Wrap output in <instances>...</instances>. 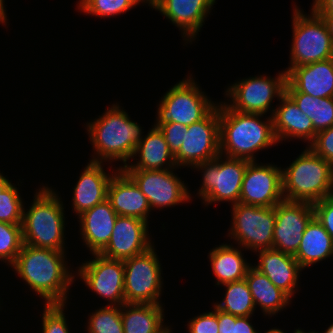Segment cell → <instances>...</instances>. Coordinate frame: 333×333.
Listing matches in <instances>:
<instances>
[{"label":"cell","instance_id":"1","mask_svg":"<svg viewBox=\"0 0 333 333\" xmlns=\"http://www.w3.org/2000/svg\"><path fill=\"white\" fill-rule=\"evenodd\" d=\"M68 252L23 244L10 269L42 304L69 303L76 281Z\"/></svg>","mask_w":333,"mask_h":333},{"label":"cell","instance_id":"2","mask_svg":"<svg viewBox=\"0 0 333 333\" xmlns=\"http://www.w3.org/2000/svg\"><path fill=\"white\" fill-rule=\"evenodd\" d=\"M108 106L102 114L83 125L93 148L90 161L111 165L117 161V167L122 169L131 161L144 137L145 127L133 120L119 101Z\"/></svg>","mask_w":333,"mask_h":333},{"label":"cell","instance_id":"3","mask_svg":"<svg viewBox=\"0 0 333 333\" xmlns=\"http://www.w3.org/2000/svg\"><path fill=\"white\" fill-rule=\"evenodd\" d=\"M219 101L220 155L259 161L260 151L278 146L272 116L232 110Z\"/></svg>","mask_w":333,"mask_h":333},{"label":"cell","instance_id":"4","mask_svg":"<svg viewBox=\"0 0 333 333\" xmlns=\"http://www.w3.org/2000/svg\"><path fill=\"white\" fill-rule=\"evenodd\" d=\"M42 185V186H41ZM56 188L41 183L30 204H24L22 220L23 244L35 248L67 251L65 201ZM60 194V195H59ZM28 205V207H27ZM67 248V249H66Z\"/></svg>","mask_w":333,"mask_h":333},{"label":"cell","instance_id":"5","mask_svg":"<svg viewBox=\"0 0 333 333\" xmlns=\"http://www.w3.org/2000/svg\"><path fill=\"white\" fill-rule=\"evenodd\" d=\"M282 169L284 200L314 204L333 195V165L309 147Z\"/></svg>","mask_w":333,"mask_h":333},{"label":"cell","instance_id":"6","mask_svg":"<svg viewBox=\"0 0 333 333\" xmlns=\"http://www.w3.org/2000/svg\"><path fill=\"white\" fill-rule=\"evenodd\" d=\"M192 74L185 75L159 98L153 122L156 127L169 122L190 126L204 119L217 106L218 101L210 98Z\"/></svg>","mask_w":333,"mask_h":333},{"label":"cell","instance_id":"7","mask_svg":"<svg viewBox=\"0 0 333 333\" xmlns=\"http://www.w3.org/2000/svg\"><path fill=\"white\" fill-rule=\"evenodd\" d=\"M250 161L218 155L208 162L197 164L192 171L201 173V184L196 189L195 197L207 208L216 203H228L230 206L239 203L243 177Z\"/></svg>","mask_w":333,"mask_h":333},{"label":"cell","instance_id":"8","mask_svg":"<svg viewBox=\"0 0 333 333\" xmlns=\"http://www.w3.org/2000/svg\"><path fill=\"white\" fill-rule=\"evenodd\" d=\"M291 11L289 65L283 70L287 73L293 67L333 58V40L321 17L311 8L307 14L297 2Z\"/></svg>","mask_w":333,"mask_h":333},{"label":"cell","instance_id":"9","mask_svg":"<svg viewBox=\"0 0 333 333\" xmlns=\"http://www.w3.org/2000/svg\"><path fill=\"white\" fill-rule=\"evenodd\" d=\"M286 72L282 69L276 76L257 74L229 83L224 89L223 101L234 111L272 116L274 100L285 93Z\"/></svg>","mask_w":333,"mask_h":333},{"label":"cell","instance_id":"10","mask_svg":"<svg viewBox=\"0 0 333 333\" xmlns=\"http://www.w3.org/2000/svg\"><path fill=\"white\" fill-rule=\"evenodd\" d=\"M157 251L154 244L146 252L123 260L125 303L165 304L161 298L164 269Z\"/></svg>","mask_w":333,"mask_h":333},{"label":"cell","instance_id":"11","mask_svg":"<svg viewBox=\"0 0 333 333\" xmlns=\"http://www.w3.org/2000/svg\"><path fill=\"white\" fill-rule=\"evenodd\" d=\"M231 220L225 234L228 242L255 253L273 248L275 206L260 207L236 203L230 207ZM232 241V242H231Z\"/></svg>","mask_w":333,"mask_h":333},{"label":"cell","instance_id":"12","mask_svg":"<svg viewBox=\"0 0 333 333\" xmlns=\"http://www.w3.org/2000/svg\"><path fill=\"white\" fill-rule=\"evenodd\" d=\"M75 281L83 283L107 306L125 304L123 260L109 259L100 253H92L75 267Z\"/></svg>","mask_w":333,"mask_h":333},{"label":"cell","instance_id":"13","mask_svg":"<svg viewBox=\"0 0 333 333\" xmlns=\"http://www.w3.org/2000/svg\"><path fill=\"white\" fill-rule=\"evenodd\" d=\"M182 168L165 170H123L147 197L152 211L182 206L192 203L190 188L179 177L177 170Z\"/></svg>","mask_w":333,"mask_h":333},{"label":"cell","instance_id":"14","mask_svg":"<svg viewBox=\"0 0 333 333\" xmlns=\"http://www.w3.org/2000/svg\"><path fill=\"white\" fill-rule=\"evenodd\" d=\"M220 155L219 102L201 121L187 126L183 144L174 155L178 168L193 169Z\"/></svg>","mask_w":333,"mask_h":333},{"label":"cell","instance_id":"15","mask_svg":"<svg viewBox=\"0 0 333 333\" xmlns=\"http://www.w3.org/2000/svg\"><path fill=\"white\" fill-rule=\"evenodd\" d=\"M281 165L252 161L247 164L239 203L260 207H274L284 200Z\"/></svg>","mask_w":333,"mask_h":333},{"label":"cell","instance_id":"16","mask_svg":"<svg viewBox=\"0 0 333 333\" xmlns=\"http://www.w3.org/2000/svg\"><path fill=\"white\" fill-rule=\"evenodd\" d=\"M217 0H152L149 9L163 15L175 26L186 44H194Z\"/></svg>","mask_w":333,"mask_h":333},{"label":"cell","instance_id":"17","mask_svg":"<svg viewBox=\"0 0 333 333\" xmlns=\"http://www.w3.org/2000/svg\"><path fill=\"white\" fill-rule=\"evenodd\" d=\"M314 217L312 203L283 200L275 206L273 248L295 256L302 235Z\"/></svg>","mask_w":333,"mask_h":333},{"label":"cell","instance_id":"18","mask_svg":"<svg viewBox=\"0 0 333 333\" xmlns=\"http://www.w3.org/2000/svg\"><path fill=\"white\" fill-rule=\"evenodd\" d=\"M149 228V224L141 219L118 216L108 244L99 253L116 260L142 254L155 244Z\"/></svg>","mask_w":333,"mask_h":333},{"label":"cell","instance_id":"19","mask_svg":"<svg viewBox=\"0 0 333 333\" xmlns=\"http://www.w3.org/2000/svg\"><path fill=\"white\" fill-rule=\"evenodd\" d=\"M79 173L72 188L71 207L73 219L107 199V191L112 176L119 170L116 165L90 161ZM106 165V169H105ZM108 165V167H107ZM114 166V167H113ZM107 170V171H106ZM110 171V172H109Z\"/></svg>","mask_w":333,"mask_h":333},{"label":"cell","instance_id":"20","mask_svg":"<svg viewBox=\"0 0 333 333\" xmlns=\"http://www.w3.org/2000/svg\"><path fill=\"white\" fill-rule=\"evenodd\" d=\"M257 263L252 265L265 274L278 288L287 293L292 299L300 292L299 281L304 269L294 256L285 254L274 248L258 250L254 253Z\"/></svg>","mask_w":333,"mask_h":333},{"label":"cell","instance_id":"21","mask_svg":"<svg viewBox=\"0 0 333 333\" xmlns=\"http://www.w3.org/2000/svg\"><path fill=\"white\" fill-rule=\"evenodd\" d=\"M272 115L273 130L278 143L299 140L308 147L316 136L312 120L284 93Z\"/></svg>","mask_w":333,"mask_h":333},{"label":"cell","instance_id":"22","mask_svg":"<svg viewBox=\"0 0 333 333\" xmlns=\"http://www.w3.org/2000/svg\"><path fill=\"white\" fill-rule=\"evenodd\" d=\"M107 200L118 216L135 217L150 223L152 210L147 197L122 169L110 180Z\"/></svg>","mask_w":333,"mask_h":333},{"label":"cell","instance_id":"23","mask_svg":"<svg viewBox=\"0 0 333 333\" xmlns=\"http://www.w3.org/2000/svg\"><path fill=\"white\" fill-rule=\"evenodd\" d=\"M117 217L107 199L76 217L80 242L89 255L99 253L108 244Z\"/></svg>","mask_w":333,"mask_h":333},{"label":"cell","instance_id":"24","mask_svg":"<svg viewBox=\"0 0 333 333\" xmlns=\"http://www.w3.org/2000/svg\"><path fill=\"white\" fill-rule=\"evenodd\" d=\"M140 140L131 161L122 170H165L177 168L162 131L154 124Z\"/></svg>","mask_w":333,"mask_h":333},{"label":"cell","instance_id":"25","mask_svg":"<svg viewBox=\"0 0 333 333\" xmlns=\"http://www.w3.org/2000/svg\"><path fill=\"white\" fill-rule=\"evenodd\" d=\"M286 81L298 92L333 97V58L291 68Z\"/></svg>","mask_w":333,"mask_h":333},{"label":"cell","instance_id":"26","mask_svg":"<svg viewBox=\"0 0 333 333\" xmlns=\"http://www.w3.org/2000/svg\"><path fill=\"white\" fill-rule=\"evenodd\" d=\"M243 251L246 250L230 242H223L210 248L207 258L214 275V286L220 288L222 284L240 281L246 277L252 263Z\"/></svg>","mask_w":333,"mask_h":333},{"label":"cell","instance_id":"27","mask_svg":"<svg viewBox=\"0 0 333 333\" xmlns=\"http://www.w3.org/2000/svg\"><path fill=\"white\" fill-rule=\"evenodd\" d=\"M252 294L256 311L259 309L266 318H271L292 305V299L287 293L276 287L265 274L257 270L253 265L247 271L244 278ZM258 308V309H257Z\"/></svg>","mask_w":333,"mask_h":333},{"label":"cell","instance_id":"28","mask_svg":"<svg viewBox=\"0 0 333 333\" xmlns=\"http://www.w3.org/2000/svg\"><path fill=\"white\" fill-rule=\"evenodd\" d=\"M294 257L304 270L333 257L331 236L315 216L306 226Z\"/></svg>","mask_w":333,"mask_h":333},{"label":"cell","instance_id":"29","mask_svg":"<svg viewBox=\"0 0 333 333\" xmlns=\"http://www.w3.org/2000/svg\"><path fill=\"white\" fill-rule=\"evenodd\" d=\"M165 304L125 303L121 306L124 333H160L165 323Z\"/></svg>","mask_w":333,"mask_h":333},{"label":"cell","instance_id":"30","mask_svg":"<svg viewBox=\"0 0 333 333\" xmlns=\"http://www.w3.org/2000/svg\"><path fill=\"white\" fill-rule=\"evenodd\" d=\"M285 93L309 117L316 132L333 126V97L318 98L296 91L287 81Z\"/></svg>","mask_w":333,"mask_h":333},{"label":"cell","instance_id":"31","mask_svg":"<svg viewBox=\"0 0 333 333\" xmlns=\"http://www.w3.org/2000/svg\"><path fill=\"white\" fill-rule=\"evenodd\" d=\"M222 300L211 302L217 309L238 316H255L256 306L245 279L220 285Z\"/></svg>","mask_w":333,"mask_h":333},{"label":"cell","instance_id":"32","mask_svg":"<svg viewBox=\"0 0 333 333\" xmlns=\"http://www.w3.org/2000/svg\"><path fill=\"white\" fill-rule=\"evenodd\" d=\"M141 4L148 6L145 0H77L76 10L86 16L109 19L126 14Z\"/></svg>","mask_w":333,"mask_h":333},{"label":"cell","instance_id":"33","mask_svg":"<svg viewBox=\"0 0 333 333\" xmlns=\"http://www.w3.org/2000/svg\"><path fill=\"white\" fill-rule=\"evenodd\" d=\"M101 306L88 314L86 333H124L121 306Z\"/></svg>","mask_w":333,"mask_h":333},{"label":"cell","instance_id":"34","mask_svg":"<svg viewBox=\"0 0 333 333\" xmlns=\"http://www.w3.org/2000/svg\"><path fill=\"white\" fill-rule=\"evenodd\" d=\"M15 183L12 182L0 195V222L22 224L25 199L19 187L23 182L18 179Z\"/></svg>","mask_w":333,"mask_h":333},{"label":"cell","instance_id":"35","mask_svg":"<svg viewBox=\"0 0 333 333\" xmlns=\"http://www.w3.org/2000/svg\"><path fill=\"white\" fill-rule=\"evenodd\" d=\"M23 245L22 224L0 222V262L8 268L13 264Z\"/></svg>","mask_w":333,"mask_h":333},{"label":"cell","instance_id":"36","mask_svg":"<svg viewBox=\"0 0 333 333\" xmlns=\"http://www.w3.org/2000/svg\"><path fill=\"white\" fill-rule=\"evenodd\" d=\"M68 304L70 305V303L42 304L44 306L39 324L42 326L40 327L42 333H73L74 330H71L72 327L66 315Z\"/></svg>","mask_w":333,"mask_h":333},{"label":"cell","instance_id":"37","mask_svg":"<svg viewBox=\"0 0 333 333\" xmlns=\"http://www.w3.org/2000/svg\"><path fill=\"white\" fill-rule=\"evenodd\" d=\"M213 308V309H212ZM187 319L186 332L188 333H219L217 308L212 304L211 310L195 314Z\"/></svg>","mask_w":333,"mask_h":333},{"label":"cell","instance_id":"38","mask_svg":"<svg viewBox=\"0 0 333 333\" xmlns=\"http://www.w3.org/2000/svg\"><path fill=\"white\" fill-rule=\"evenodd\" d=\"M308 147L333 165V126L317 132L315 139Z\"/></svg>","mask_w":333,"mask_h":333},{"label":"cell","instance_id":"39","mask_svg":"<svg viewBox=\"0 0 333 333\" xmlns=\"http://www.w3.org/2000/svg\"><path fill=\"white\" fill-rule=\"evenodd\" d=\"M167 142L170 151L175 155L183 144L184 134L187 132V126L180 123L169 122L158 127Z\"/></svg>","mask_w":333,"mask_h":333},{"label":"cell","instance_id":"40","mask_svg":"<svg viewBox=\"0 0 333 333\" xmlns=\"http://www.w3.org/2000/svg\"><path fill=\"white\" fill-rule=\"evenodd\" d=\"M314 216L322 224L333 241V195L313 204Z\"/></svg>","mask_w":333,"mask_h":333},{"label":"cell","instance_id":"41","mask_svg":"<svg viewBox=\"0 0 333 333\" xmlns=\"http://www.w3.org/2000/svg\"><path fill=\"white\" fill-rule=\"evenodd\" d=\"M219 333H234L236 316L217 309Z\"/></svg>","mask_w":333,"mask_h":333},{"label":"cell","instance_id":"42","mask_svg":"<svg viewBox=\"0 0 333 333\" xmlns=\"http://www.w3.org/2000/svg\"><path fill=\"white\" fill-rule=\"evenodd\" d=\"M253 316H236L234 333H260L259 329L252 324Z\"/></svg>","mask_w":333,"mask_h":333},{"label":"cell","instance_id":"43","mask_svg":"<svg viewBox=\"0 0 333 333\" xmlns=\"http://www.w3.org/2000/svg\"><path fill=\"white\" fill-rule=\"evenodd\" d=\"M311 9L316 14H333V0H313Z\"/></svg>","mask_w":333,"mask_h":333},{"label":"cell","instance_id":"44","mask_svg":"<svg viewBox=\"0 0 333 333\" xmlns=\"http://www.w3.org/2000/svg\"><path fill=\"white\" fill-rule=\"evenodd\" d=\"M7 4H5V0H0V25H3L4 28H8L10 24L9 18H8V13H7Z\"/></svg>","mask_w":333,"mask_h":333},{"label":"cell","instance_id":"45","mask_svg":"<svg viewBox=\"0 0 333 333\" xmlns=\"http://www.w3.org/2000/svg\"><path fill=\"white\" fill-rule=\"evenodd\" d=\"M324 21L327 30L333 40V14H317Z\"/></svg>","mask_w":333,"mask_h":333},{"label":"cell","instance_id":"46","mask_svg":"<svg viewBox=\"0 0 333 333\" xmlns=\"http://www.w3.org/2000/svg\"><path fill=\"white\" fill-rule=\"evenodd\" d=\"M11 183L12 180L0 170V195Z\"/></svg>","mask_w":333,"mask_h":333},{"label":"cell","instance_id":"47","mask_svg":"<svg viewBox=\"0 0 333 333\" xmlns=\"http://www.w3.org/2000/svg\"><path fill=\"white\" fill-rule=\"evenodd\" d=\"M260 333H262V331H260ZM264 333H287V331L285 332V330L278 327H273L271 329L269 327V330L264 331Z\"/></svg>","mask_w":333,"mask_h":333},{"label":"cell","instance_id":"48","mask_svg":"<svg viewBox=\"0 0 333 333\" xmlns=\"http://www.w3.org/2000/svg\"><path fill=\"white\" fill-rule=\"evenodd\" d=\"M293 333H318V331L316 330H309V332H306V330L304 331V329L300 328H295V330H293Z\"/></svg>","mask_w":333,"mask_h":333},{"label":"cell","instance_id":"49","mask_svg":"<svg viewBox=\"0 0 333 333\" xmlns=\"http://www.w3.org/2000/svg\"><path fill=\"white\" fill-rule=\"evenodd\" d=\"M171 325L173 324H168L160 333H174V328Z\"/></svg>","mask_w":333,"mask_h":333},{"label":"cell","instance_id":"50","mask_svg":"<svg viewBox=\"0 0 333 333\" xmlns=\"http://www.w3.org/2000/svg\"><path fill=\"white\" fill-rule=\"evenodd\" d=\"M318 333H333V322L331 323V325L329 324V326L324 330Z\"/></svg>","mask_w":333,"mask_h":333},{"label":"cell","instance_id":"51","mask_svg":"<svg viewBox=\"0 0 333 333\" xmlns=\"http://www.w3.org/2000/svg\"><path fill=\"white\" fill-rule=\"evenodd\" d=\"M2 301H3V300H1V297H0V311L3 309V308H2V307H3V306H2V303H3ZM0 313H1V312H0Z\"/></svg>","mask_w":333,"mask_h":333},{"label":"cell","instance_id":"52","mask_svg":"<svg viewBox=\"0 0 333 333\" xmlns=\"http://www.w3.org/2000/svg\"><path fill=\"white\" fill-rule=\"evenodd\" d=\"M148 4L152 1V0H145Z\"/></svg>","mask_w":333,"mask_h":333}]
</instances>
